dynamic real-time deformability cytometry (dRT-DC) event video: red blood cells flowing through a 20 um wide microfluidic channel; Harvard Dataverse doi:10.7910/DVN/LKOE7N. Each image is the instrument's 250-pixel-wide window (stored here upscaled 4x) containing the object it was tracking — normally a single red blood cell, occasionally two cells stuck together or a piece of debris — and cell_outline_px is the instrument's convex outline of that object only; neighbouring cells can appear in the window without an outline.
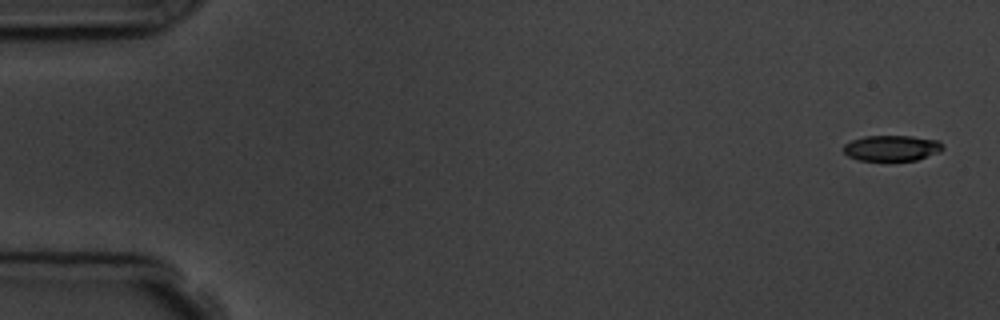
{"species": "common noctule bat (a hibernating species)", "species_latin": "Nyctalus noctula", "temperature_condition": "room temperature", "stored_images_in_passage": 7, "camera_frame_rate_fps": 3000, "um_per_image_px": 0.085, "animal": {"sex": "male", "body_mass_g": 19.5, "forearm_length_mm": 54.6}, "frame": {"image": 1, "passage_image": 1, "time_ms": 0.0, "image_size_px": [1000, 320], "cell_outline_px": [[944, 148], [940, 152], [916, 160], [856, 160], [848, 156], [844, 152], [844, 144], [852, 140], [864, 136], [912, 136], [940, 140]], "centroid_in_image_um": [75.82, 12.58], "position_along_channel_um": 9.2, "area_um2": 14.91}}
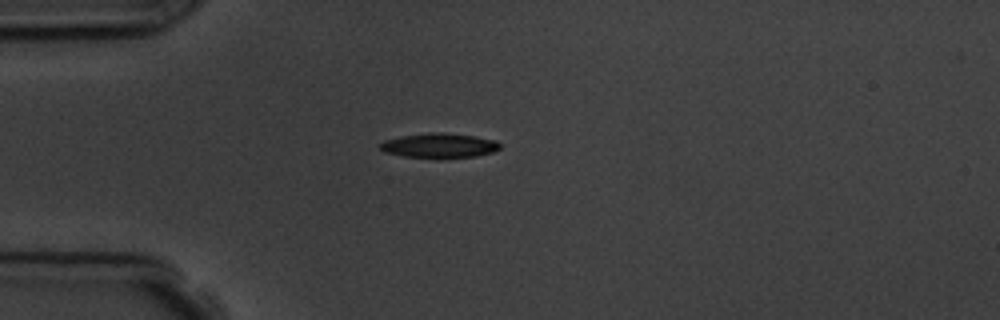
{"frame": {"image": 2, "passage_image": 4, "time_ms": 4.333, "image_size_px": [1000, 320], "cell_outline_px": [[500, 148], [492, 152], [476, 156], [404, 156], [384, 152], [376, 144], [384, 140], [400, 136], [432, 132], [444, 132], [476, 136], [496, 140], [500, 144]], "centroid_in_image_um": [37.31, 12.33], "position_along_channel_um": 47.7, "area_um2": 16.82}}